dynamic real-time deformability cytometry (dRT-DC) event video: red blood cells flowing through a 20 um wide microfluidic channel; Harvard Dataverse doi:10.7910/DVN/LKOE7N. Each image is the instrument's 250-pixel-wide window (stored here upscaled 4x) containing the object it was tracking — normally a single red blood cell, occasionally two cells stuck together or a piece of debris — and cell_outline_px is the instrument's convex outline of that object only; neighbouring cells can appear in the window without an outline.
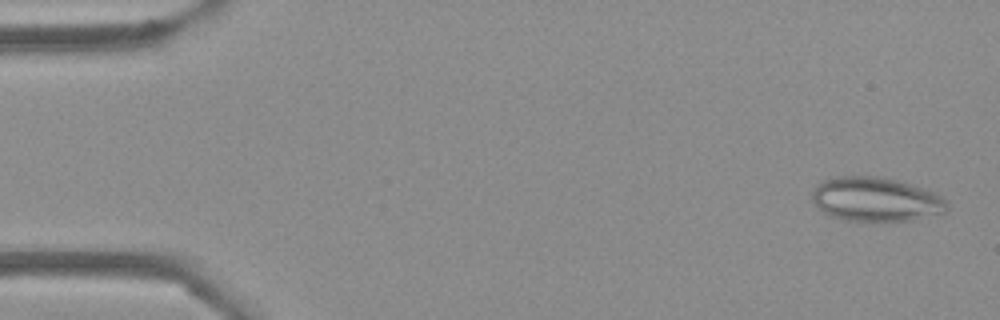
{"species": "Egyptian fruit bat (a non-hibernating species)", "species_latin": "Rousettus aegyptiacus", "temperature_condition": "cold", "stored_images_in_passage": 53, "camera_frame_rate_fps": 3000, "um_per_image_px": 0.085, "frame": {"image": 1, "passage_image": 2, "time_ms": 0.333, "image_size_px": [1000, 320], "cell_outline_px": [[948, 208], [944, 212], [912, 220], [872, 224], [868, 224], [848, 220], [832, 216], [824, 212], [812, 200], [812, 192], [816, 184], [820, 180], [832, 176], [880, 176], [900, 180], [924, 188], [948, 200]], "centroid_in_image_um": [74.43, 16.96], "position_along_channel_um": 10.6, "area_um2": 35.72}}
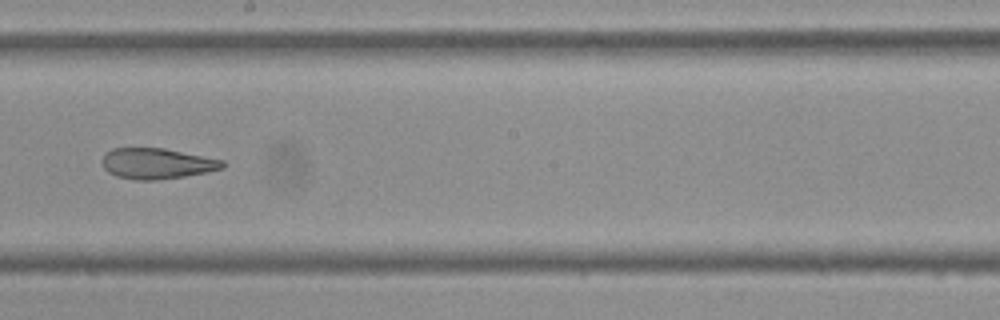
{"frame": {"image": 2, "passage_image": 30, "time_ms": 9.667, "image_size_px": [1000, 320], "cell_outline_px": [[228, 164], [224, 168], [208, 172], [160, 180], [132, 180], [116, 176], [108, 172], [104, 168], [100, 160], [104, 152], [112, 148], [164, 148], [224, 160]], "centroid_in_image_um": [13.32, 13.9], "position_along_channel_um": 234.9, "area_um2": 21.96}}
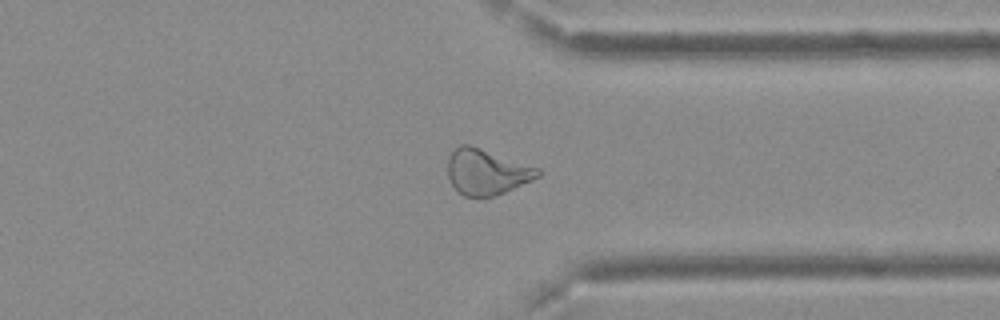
{"frame": {"image": 3, "passage_image": 41, "time_ms": 13.333, "image_size_px": [1000, 320], "cell_outline_px": [[540, 176], [532, 180], [504, 192], [492, 196], [464, 196], [452, 184], [448, 176], [448, 156], [460, 144], [468, 144], [540, 168]], "centroid_in_image_um": [41.36, 14.6], "position_along_channel_um": 370.0, "area_um2": 23.58}, "authors_computed_cell_mechanics": {"area_um2": 26.299, "velocity_mm_per_s": 3.7366, "shape_relaxation_time_tau1_ms": null, "shape_relaxation_time_tau2_ms": 3.9096, "deformation_change_tau1": null, "deformation_change_tau2": 0.1281}}